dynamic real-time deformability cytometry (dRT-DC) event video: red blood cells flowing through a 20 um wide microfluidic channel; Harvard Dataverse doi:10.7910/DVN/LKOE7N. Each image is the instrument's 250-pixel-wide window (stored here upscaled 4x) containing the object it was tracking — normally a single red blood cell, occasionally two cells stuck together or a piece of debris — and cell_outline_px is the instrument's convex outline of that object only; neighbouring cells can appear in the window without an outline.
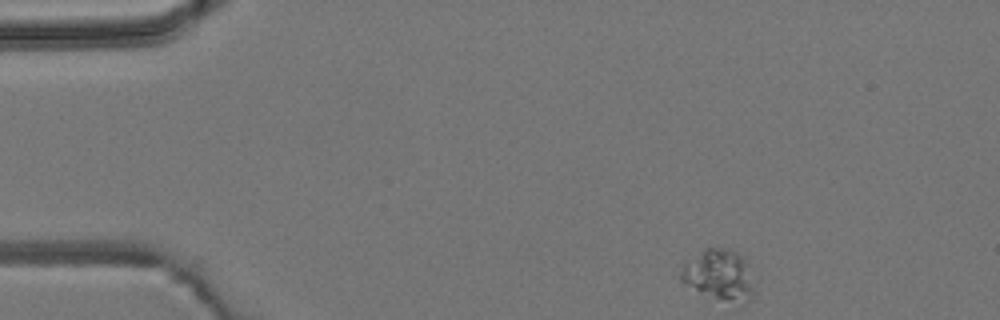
{"species": "common noctule bat (a hibernating species)", "species_latin": "Nyctalus noctula", "temperature_condition": "room temperature", "stored_images_in_passage": 3, "camera_frame_rate_fps": 3000, "um_per_image_px": 0.085, "animal": {"sex": "male", "body_mass_g": 19.2, "forearm_length_mm": 51.8}, "frame": {"image": 1, "passage_image": 1, "time_ms": 0.0, "image_size_px": [1000, 320], "cell_outline_px": [[752, 292], [748, 300], [716, 296], [696, 288], [680, 280], [680, 272], [684, 264], [704, 248], [728, 248], [744, 256], [752, 288]], "centroid_in_image_um": [61.08, 23.24], "position_along_channel_um": 23.9, "area_um2": 19.88}}